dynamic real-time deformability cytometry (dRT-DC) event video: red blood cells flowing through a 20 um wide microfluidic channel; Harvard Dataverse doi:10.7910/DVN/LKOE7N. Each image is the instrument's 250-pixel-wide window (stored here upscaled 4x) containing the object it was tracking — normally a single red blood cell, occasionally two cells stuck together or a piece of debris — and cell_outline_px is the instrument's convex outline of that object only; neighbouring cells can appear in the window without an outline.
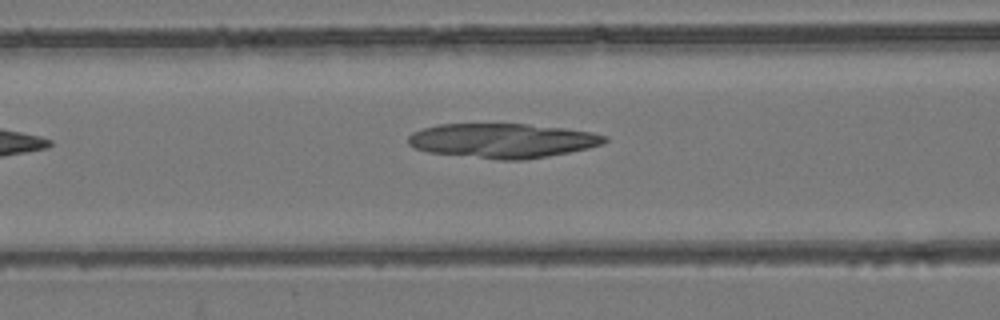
{"species": "common noctule bat (a hibernating species)", "species_latin": "Nyctalus noctula", "temperature_condition": "room temperature", "stored_images_in_passage": 7, "camera_frame_rate_fps": 3000, "um_per_image_px": 0.085, "animal": {"sex": "female", "body_mass_g": 24.6, "forearm_length_mm": 56.2}, "frame": {"image": 1, "passage_image": 7, "time_ms": 2.0, "image_size_px": [1000, 320], "cell_outline_px": [[608, 140], [604, 144], [588, 148], [548, 156], [524, 160], [500, 160], [428, 152], [416, 148], [408, 144], [408, 136], [412, 132], [436, 124], [528, 124], [564, 128], [592, 132], [608, 136]], "centroid_in_image_um": [42.73, 11.95], "position_along_channel_um": 123.9, "area_um2": 39.59}}